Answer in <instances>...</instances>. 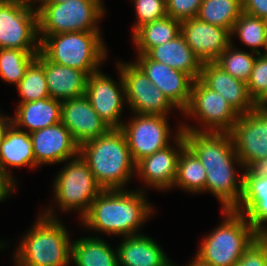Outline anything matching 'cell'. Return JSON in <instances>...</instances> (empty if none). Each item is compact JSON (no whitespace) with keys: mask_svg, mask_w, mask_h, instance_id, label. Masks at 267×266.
I'll return each instance as SVG.
<instances>
[{"mask_svg":"<svg viewBox=\"0 0 267 266\" xmlns=\"http://www.w3.org/2000/svg\"><path fill=\"white\" fill-rule=\"evenodd\" d=\"M181 128L186 146L205 168L206 190L219 199L223 210L235 209L242 197L243 178L237 179L233 167V163L240 165L241 161L230 133L199 130L185 124Z\"/></svg>","mask_w":267,"mask_h":266,"instance_id":"cell-1","label":"cell"},{"mask_svg":"<svg viewBox=\"0 0 267 266\" xmlns=\"http://www.w3.org/2000/svg\"><path fill=\"white\" fill-rule=\"evenodd\" d=\"M142 191L103 190L82 217L87 227L124 237L135 232L153 211Z\"/></svg>","mask_w":267,"mask_h":266,"instance_id":"cell-2","label":"cell"},{"mask_svg":"<svg viewBox=\"0 0 267 266\" xmlns=\"http://www.w3.org/2000/svg\"><path fill=\"white\" fill-rule=\"evenodd\" d=\"M79 155L103 190H123L136 170V163L120 128H110L105 134L83 143L79 146Z\"/></svg>","mask_w":267,"mask_h":266,"instance_id":"cell-3","label":"cell"},{"mask_svg":"<svg viewBox=\"0 0 267 266\" xmlns=\"http://www.w3.org/2000/svg\"><path fill=\"white\" fill-rule=\"evenodd\" d=\"M53 210L48 209L20 241L17 266H68L71 259L69 236Z\"/></svg>","mask_w":267,"mask_h":266,"instance_id":"cell-4","label":"cell"},{"mask_svg":"<svg viewBox=\"0 0 267 266\" xmlns=\"http://www.w3.org/2000/svg\"><path fill=\"white\" fill-rule=\"evenodd\" d=\"M223 211L226 219L204 239L196 255L210 266H234L260 236L243 214L234 209Z\"/></svg>","mask_w":267,"mask_h":266,"instance_id":"cell-5","label":"cell"},{"mask_svg":"<svg viewBox=\"0 0 267 266\" xmlns=\"http://www.w3.org/2000/svg\"><path fill=\"white\" fill-rule=\"evenodd\" d=\"M39 40L40 52L49 61L88 75L98 72L97 67L107 56L99 31L59 33Z\"/></svg>","mask_w":267,"mask_h":266,"instance_id":"cell-6","label":"cell"},{"mask_svg":"<svg viewBox=\"0 0 267 266\" xmlns=\"http://www.w3.org/2000/svg\"><path fill=\"white\" fill-rule=\"evenodd\" d=\"M101 2L69 0L62 3H41L37 7L38 35L99 31L96 24L105 11Z\"/></svg>","mask_w":267,"mask_h":266,"instance_id":"cell-7","label":"cell"},{"mask_svg":"<svg viewBox=\"0 0 267 266\" xmlns=\"http://www.w3.org/2000/svg\"><path fill=\"white\" fill-rule=\"evenodd\" d=\"M32 1L35 3L34 0H0V49L40 51L38 13L31 6Z\"/></svg>","mask_w":267,"mask_h":266,"instance_id":"cell-8","label":"cell"},{"mask_svg":"<svg viewBox=\"0 0 267 266\" xmlns=\"http://www.w3.org/2000/svg\"><path fill=\"white\" fill-rule=\"evenodd\" d=\"M54 189L59 207L65 211L80 209L81 217L87 213L91 203L103 191L79 154L60 171Z\"/></svg>","mask_w":267,"mask_h":266,"instance_id":"cell-9","label":"cell"},{"mask_svg":"<svg viewBox=\"0 0 267 266\" xmlns=\"http://www.w3.org/2000/svg\"><path fill=\"white\" fill-rule=\"evenodd\" d=\"M229 133L242 167L261 168L267 164V106L239 115Z\"/></svg>","mask_w":267,"mask_h":266,"instance_id":"cell-10","label":"cell"},{"mask_svg":"<svg viewBox=\"0 0 267 266\" xmlns=\"http://www.w3.org/2000/svg\"><path fill=\"white\" fill-rule=\"evenodd\" d=\"M125 89V101L136 114L167 116L175 107L135 63L118 64Z\"/></svg>","mask_w":267,"mask_h":266,"instance_id":"cell-11","label":"cell"},{"mask_svg":"<svg viewBox=\"0 0 267 266\" xmlns=\"http://www.w3.org/2000/svg\"><path fill=\"white\" fill-rule=\"evenodd\" d=\"M183 114L200 118L209 132L227 133L240 115L220 94L206 87L199 79L193 81L191 99Z\"/></svg>","mask_w":267,"mask_h":266,"instance_id":"cell-12","label":"cell"},{"mask_svg":"<svg viewBox=\"0 0 267 266\" xmlns=\"http://www.w3.org/2000/svg\"><path fill=\"white\" fill-rule=\"evenodd\" d=\"M166 116L137 114L129 123H123L124 133L132 159L137 163L142 158L169 146L170 127Z\"/></svg>","mask_w":267,"mask_h":266,"instance_id":"cell-13","label":"cell"},{"mask_svg":"<svg viewBox=\"0 0 267 266\" xmlns=\"http://www.w3.org/2000/svg\"><path fill=\"white\" fill-rule=\"evenodd\" d=\"M120 73V85L100 71L90 74L87 79L85 96L93 109L110 128H121L120 115L125 98L124 82ZM124 97V98H123Z\"/></svg>","mask_w":267,"mask_h":266,"instance_id":"cell-14","label":"cell"},{"mask_svg":"<svg viewBox=\"0 0 267 266\" xmlns=\"http://www.w3.org/2000/svg\"><path fill=\"white\" fill-rule=\"evenodd\" d=\"M137 61L135 64L153 85L157 86L169 101L183 112L190 102L194 80L182 71L150 59L146 54H138Z\"/></svg>","mask_w":267,"mask_h":266,"instance_id":"cell-15","label":"cell"},{"mask_svg":"<svg viewBox=\"0 0 267 266\" xmlns=\"http://www.w3.org/2000/svg\"><path fill=\"white\" fill-rule=\"evenodd\" d=\"M181 34L198 59L204 64L215 62L231 44V32L197 17L181 22Z\"/></svg>","mask_w":267,"mask_h":266,"instance_id":"cell-16","label":"cell"},{"mask_svg":"<svg viewBox=\"0 0 267 266\" xmlns=\"http://www.w3.org/2000/svg\"><path fill=\"white\" fill-rule=\"evenodd\" d=\"M29 134L32 140L35 166L63 162L79 154V145L62 122Z\"/></svg>","mask_w":267,"mask_h":266,"instance_id":"cell-17","label":"cell"},{"mask_svg":"<svg viewBox=\"0 0 267 266\" xmlns=\"http://www.w3.org/2000/svg\"><path fill=\"white\" fill-rule=\"evenodd\" d=\"M61 122L79 146L110 129L85 95L62 101Z\"/></svg>","mask_w":267,"mask_h":266,"instance_id":"cell-18","label":"cell"},{"mask_svg":"<svg viewBox=\"0 0 267 266\" xmlns=\"http://www.w3.org/2000/svg\"><path fill=\"white\" fill-rule=\"evenodd\" d=\"M179 131V132H178ZM176 132L175 150L170 145L152 155L146 156L136 163L135 172L144 179L148 186L156 189H168L173 187L177 175V162L181 150L186 146L182 128Z\"/></svg>","mask_w":267,"mask_h":266,"instance_id":"cell-19","label":"cell"},{"mask_svg":"<svg viewBox=\"0 0 267 266\" xmlns=\"http://www.w3.org/2000/svg\"><path fill=\"white\" fill-rule=\"evenodd\" d=\"M199 80L220 94L240 115L249 113L257 107L249 96L247 83L232 77L215 62L202 65Z\"/></svg>","mask_w":267,"mask_h":266,"instance_id":"cell-20","label":"cell"},{"mask_svg":"<svg viewBox=\"0 0 267 266\" xmlns=\"http://www.w3.org/2000/svg\"><path fill=\"white\" fill-rule=\"evenodd\" d=\"M44 73L51 98L64 101L85 95L86 72L53 63L44 56Z\"/></svg>","mask_w":267,"mask_h":266,"instance_id":"cell-21","label":"cell"},{"mask_svg":"<svg viewBox=\"0 0 267 266\" xmlns=\"http://www.w3.org/2000/svg\"><path fill=\"white\" fill-rule=\"evenodd\" d=\"M146 55L156 62L188 74L194 81L201 75L203 63L186 43L182 34L165 44L151 48Z\"/></svg>","mask_w":267,"mask_h":266,"instance_id":"cell-22","label":"cell"},{"mask_svg":"<svg viewBox=\"0 0 267 266\" xmlns=\"http://www.w3.org/2000/svg\"><path fill=\"white\" fill-rule=\"evenodd\" d=\"M118 246V266H171L163 250L141 234L124 237Z\"/></svg>","mask_w":267,"mask_h":266,"instance_id":"cell-23","label":"cell"},{"mask_svg":"<svg viewBox=\"0 0 267 266\" xmlns=\"http://www.w3.org/2000/svg\"><path fill=\"white\" fill-rule=\"evenodd\" d=\"M62 101L49 98H42L32 102L19 103L16 116L12 124L28 128L29 133L49 127L61 122Z\"/></svg>","mask_w":267,"mask_h":266,"instance_id":"cell-24","label":"cell"},{"mask_svg":"<svg viewBox=\"0 0 267 266\" xmlns=\"http://www.w3.org/2000/svg\"><path fill=\"white\" fill-rule=\"evenodd\" d=\"M11 167H35V157L33 153L32 140L30 134L17 129L13 124L7 129L4 140L0 148V167L4 173L12 180L11 174L6 166Z\"/></svg>","mask_w":267,"mask_h":266,"instance_id":"cell-25","label":"cell"},{"mask_svg":"<svg viewBox=\"0 0 267 266\" xmlns=\"http://www.w3.org/2000/svg\"><path fill=\"white\" fill-rule=\"evenodd\" d=\"M181 34V22L166 16L145 23L133 33V42L139 54H146L151 48L165 44Z\"/></svg>","mask_w":267,"mask_h":266,"instance_id":"cell-26","label":"cell"},{"mask_svg":"<svg viewBox=\"0 0 267 266\" xmlns=\"http://www.w3.org/2000/svg\"><path fill=\"white\" fill-rule=\"evenodd\" d=\"M71 258L76 266H118V253L105 241L95 237L72 243Z\"/></svg>","mask_w":267,"mask_h":266,"instance_id":"cell-27","label":"cell"},{"mask_svg":"<svg viewBox=\"0 0 267 266\" xmlns=\"http://www.w3.org/2000/svg\"><path fill=\"white\" fill-rule=\"evenodd\" d=\"M190 192L206 190V171L197 156L185 146L178 157L174 186Z\"/></svg>","mask_w":267,"mask_h":266,"instance_id":"cell-28","label":"cell"},{"mask_svg":"<svg viewBox=\"0 0 267 266\" xmlns=\"http://www.w3.org/2000/svg\"><path fill=\"white\" fill-rule=\"evenodd\" d=\"M242 13L241 0H202L197 18L232 32L236 20Z\"/></svg>","mask_w":267,"mask_h":266,"instance_id":"cell-29","label":"cell"},{"mask_svg":"<svg viewBox=\"0 0 267 266\" xmlns=\"http://www.w3.org/2000/svg\"><path fill=\"white\" fill-rule=\"evenodd\" d=\"M16 86L22 97L20 103L50 97L44 73V55L41 52L27 67L24 77Z\"/></svg>","mask_w":267,"mask_h":266,"instance_id":"cell-30","label":"cell"},{"mask_svg":"<svg viewBox=\"0 0 267 266\" xmlns=\"http://www.w3.org/2000/svg\"><path fill=\"white\" fill-rule=\"evenodd\" d=\"M40 51H25L11 48L0 49V76L8 83L17 85L24 77L30 63Z\"/></svg>","mask_w":267,"mask_h":266,"instance_id":"cell-31","label":"cell"},{"mask_svg":"<svg viewBox=\"0 0 267 266\" xmlns=\"http://www.w3.org/2000/svg\"><path fill=\"white\" fill-rule=\"evenodd\" d=\"M234 33L238 34L244 44L251 47L252 52L260 54L257 48L266 47L267 21L242 12L234 24L231 35Z\"/></svg>","mask_w":267,"mask_h":266,"instance_id":"cell-32","label":"cell"},{"mask_svg":"<svg viewBox=\"0 0 267 266\" xmlns=\"http://www.w3.org/2000/svg\"><path fill=\"white\" fill-rule=\"evenodd\" d=\"M241 177L242 197L234 210L244 214L260 197H267V174L261 168H247Z\"/></svg>","mask_w":267,"mask_h":266,"instance_id":"cell-33","label":"cell"},{"mask_svg":"<svg viewBox=\"0 0 267 266\" xmlns=\"http://www.w3.org/2000/svg\"><path fill=\"white\" fill-rule=\"evenodd\" d=\"M232 47L231 43L215 63L232 77L247 83L250 79L256 57L245 51L232 50Z\"/></svg>","mask_w":267,"mask_h":266,"instance_id":"cell-34","label":"cell"},{"mask_svg":"<svg viewBox=\"0 0 267 266\" xmlns=\"http://www.w3.org/2000/svg\"><path fill=\"white\" fill-rule=\"evenodd\" d=\"M247 89L257 106H267V55L257 54Z\"/></svg>","mask_w":267,"mask_h":266,"instance_id":"cell-35","label":"cell"},{"mask_svg":"<svg viewBox=\"0 0 267 266\" xmlns=\"http://www.w3.org/2000/svg\"><path fill=\"white\" fill-rule=\"evenodd\" d=\"M137 23L133 33L145 23L153 22L167 16L166 0H134Z\"/></svg>","mask_w":267,"mask_h":266,"instance_id":"cell-36","label":"cell"},{"mask_svg":"<svg viewBox=\"0 0 267 266\" xmlns=\"http://www.w3.org/2000/svg\"><path fill=\"white\" fill-rule=\"evenodd\" d=\"M234 266H267V235H260Z\"/></svg>","mask_w":267,"mask_h":266,"instance_id":"cell-37","label":"cell"},{"mask_svg":"<svg viewBox=\"0 0 267 266\" xmlns=\"http://www.w3.org/2000/svg\"><path fill=\"white\" fill-rule=\"evenodd\" d=\"M202 0H166L167 16L180 22L198 15Z\"/></svg>","mask_w":267,"mask_h":266,"instance_id":"cell-38","label":"cell"},{"mask_svg":"<svg viewBox=\"0 0 267 266\" xmlns=\"http://www.w3.org/2000/svg\"><path fill=\"white\" fill-rule=\"evenodd\" d=\"M243 215L260 235H267L262 226L267 221V197H260Z\"/></svg>","mask_w":267,"mask_h":266,"instance_id":"cell-39","label":"cell"},{"mask_svg":"<svg viewBox=\"0 0 267 266\" xmlns=\"http://www.w3.org/2000/svg\"><path fill=\"white\" fill-rule=\"evenodd\" d=\"M242 12L267 21V0H241Z\"/></svg>","mask_w":267,"mask_h":266,"instance_id":"cell-40","label":"cell"},{"mask_svg":"<svg viewBox=\"0 0 267 266\" xmlns=\"http://www.w3.org/2000/svg\"><path fill=\"white\" fill-rule=\"evenodd\" d=\"M14 182L4 173L2 168L0 167V202L4 200V198L9 196L12 189L15 188Z\"/></svg>","mask_w":267,"mask_h":266,"instance_id":"cell-41","label":"cell"},{"mask_svg":"<svg viewBox=\"0 0 267 266\" xmlns=\"http://www.w3.org/2000/svg\"><path fill=\"white\" fill-rule=\"evenodd\" d=\"M12 125V121L9 117H3L0 114V148L4 140L7 129Z\"/></svg>","mask_w":267,"mask_h":266,"instance_id":"cell-42","label":"cell"},{"mask_svg":"<svg viewBox=\"0 0 267 266\" xmlns=\"http://www.w3.org/2000/svg\"><path fill=\"white\" fill-rule=\"evenodd\" d=\"M41 3H62L65 1H69V0H37ZM36 0H34V2H37ZM84 1H101V0H84Z\"/></svg>","mask_w":267,"mask_h":266,"instance_id":"cell-43","label":"cell"},{"mask_svg":"<svg viewBox=\"0 0 267 266\" xmlns=\"http://www.w3.org/2000/svg\"><path fill=\"white\" fill-rule=\"evenodd\" d=\"M261 169L267 174V164L263 165Z\"/></svg>","mask_w":267,"mask_h":266,"instance_id":"cell-44","label":"cell"},{"mask_svg":"<svg viewBox=\"0 0 267 266\" xmlns=\"http://www.w3.org/2000/svg\"><path fill=\"white\" fill-rule=\"evenodd\" d=\"M266 53L265 55H267V33H266V47H265Z\"/></svg>","mask_w":267,"mask_h":266,"instance_id":"cell-45","label":"cell"}]
</instances>
